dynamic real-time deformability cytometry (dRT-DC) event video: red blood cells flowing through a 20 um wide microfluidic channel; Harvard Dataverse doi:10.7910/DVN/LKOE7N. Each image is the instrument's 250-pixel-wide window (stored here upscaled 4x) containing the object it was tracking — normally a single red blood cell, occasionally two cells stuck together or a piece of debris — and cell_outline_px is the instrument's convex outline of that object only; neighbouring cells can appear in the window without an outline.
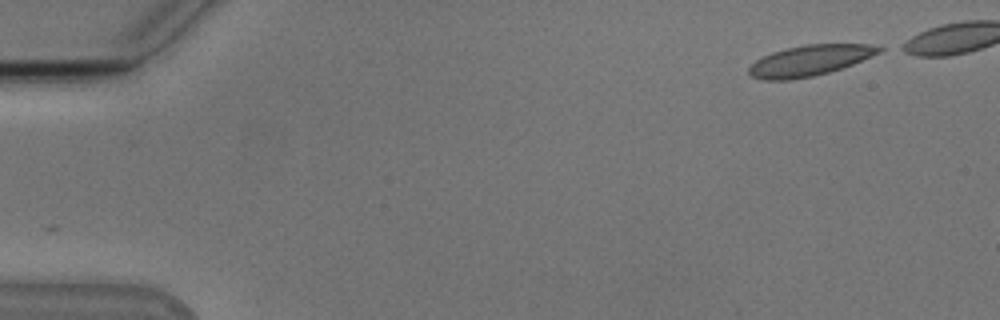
{"species": "Egyptian fruit bat (a non-hibernating species)", "species_latin": "Rousettus aegyptiacus", "temperature_condition": "cold", "stored_images_in_passage": 7, "camera_frame_rate_fps": 3000, "um_per_image_px": 0.085, "animal": {"sex": "male"}, "frame": {"image": 1, "passage_image": 1, "time_ms": 0.0, "image_size_px": [1000, 320], "cell_outline_px": [[884, 48], [880, 52], [852, 64], [828, 72], [812, 76], [788, 80], [760, 80], [752, 76], [748, 72], [748, 68], [756, 60], [772, 52], [804, 44], [868, 44]], "centroid_in_image_um": [68.79, 5.14], "position_along_channel_um": 16.2, "area_um2": 22.95}}